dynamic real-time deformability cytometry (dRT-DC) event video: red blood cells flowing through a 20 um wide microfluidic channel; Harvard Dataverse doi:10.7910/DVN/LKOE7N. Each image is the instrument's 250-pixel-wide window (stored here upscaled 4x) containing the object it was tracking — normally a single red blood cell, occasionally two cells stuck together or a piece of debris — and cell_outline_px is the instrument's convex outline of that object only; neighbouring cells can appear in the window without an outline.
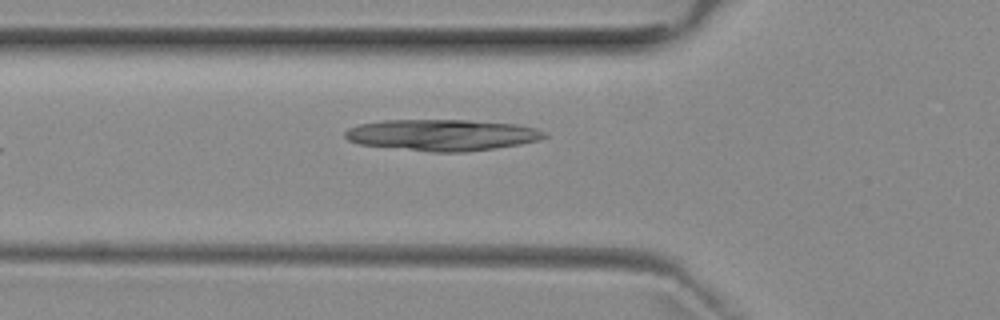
{"species": "common noctule bat (a hibernating species)", "species_latin": "Nyctalus noctula", "temperature_condition": "room temperature", "stored_images_in_passage": 5, "camera_frame_rate_fps": 3000, "um_per_image_px": 0.085, "animal": {"sex": "female", "body_mass_g": 29.2, "forearm_length_mm": 56.3}, "frame": {"image": 1, "passage_image": 5, "time_ms": 6.0, "image_size_px": [1000, 320], "cell_outline_px": [[548, 136], [540, 140], [520, 144], [496, 148], [464, 152], [432, 152], [360, 144], [348, 140], [344, 136], [344, 132], [348, 128], [360, 124], [384, 120], [468, 120], [516, 124], [536, 128], [548, 132]], "centroid_in_image_um": [37.62, 11.47], "position_along_channel_um": 88.2, "area_um2": 36.47}}